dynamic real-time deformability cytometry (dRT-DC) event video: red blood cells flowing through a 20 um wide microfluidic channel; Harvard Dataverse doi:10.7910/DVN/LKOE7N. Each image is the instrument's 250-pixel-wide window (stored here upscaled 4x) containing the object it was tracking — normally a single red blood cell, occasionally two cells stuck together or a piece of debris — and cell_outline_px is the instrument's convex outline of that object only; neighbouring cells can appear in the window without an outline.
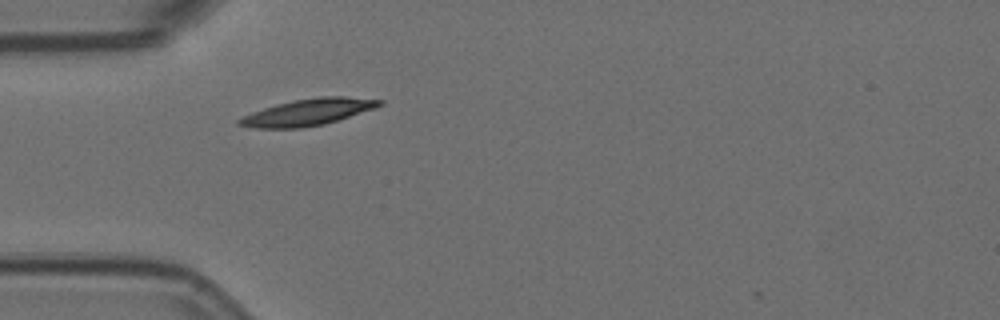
{"species": "Egyptian fruit bat (a non-hibernating species)", "species_latin": "Rousettus aegyptiacus", "temperature_condition": "room temperature", "stored_images_in_passage": 41, "camera_frame_rate_fps": 3000, "um_per_image_px": 0.085, "animal": {"sex": "female"}, "frame": {"image": 1, "passage_image": 1, "time_ms": 0.0, "image_size_px": [1000, 320], "cell_outline_px": [[384, 104], [376, 108], [324, 124], [300, 128], [252, 128], [236, 124], [236, 120], [252, 112], [276, 104], [296, 100], [320, 96], [344, 96], [384, 100]], "centroid_in_image_um": [26.19, 9.53], "position_along_channel_um": 58.8, "area_um2": 21.68}}
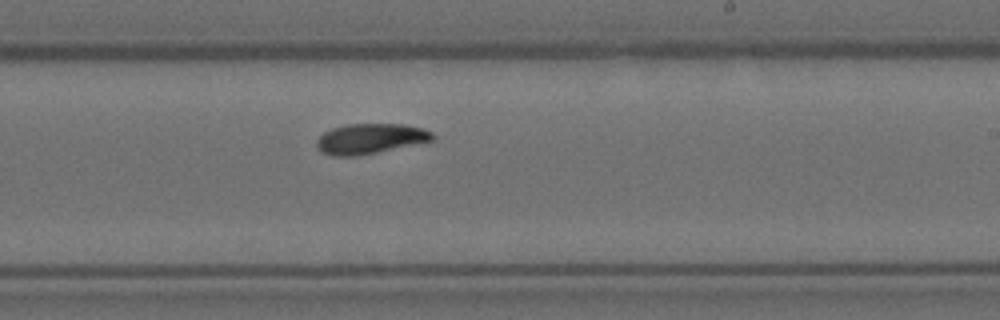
{"frame": {"image": 2, "passage_image": 18, "time_ms": 5.667, "image_size_px": [1000, 320], "cell_outline_px": [[436, 136], [432, 140], [376, 152], [356, 156], [332, 156], [324, 152], [316, 144], [316, 140], [324, 132], [332, 128], [348, 124], [404, 124], [424, 128], [432, 132]], "centroid_in_image_um": [31.48, 11.77], "position_along_channel_um": 257.5, "area_um2": 20.11}}
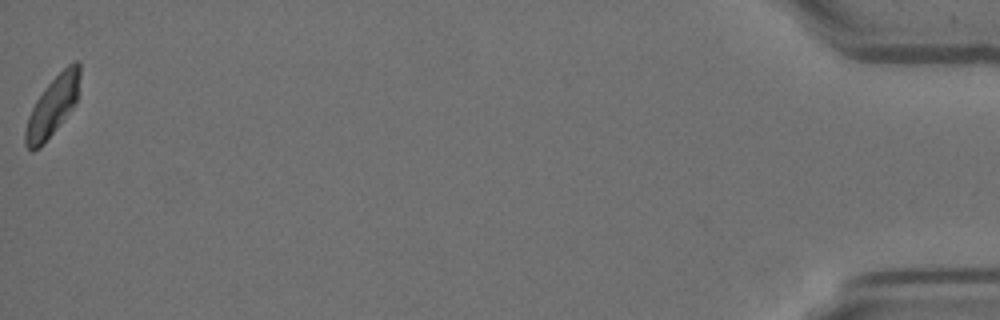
{"frame": {"image": 3, "passage_image": 41, "time_ms": 13.333, "image_size_px": [1000, 320], "cell_outline_px": [[80, 76], [76, 104], [44, 144], [40, 148], [32, 152], [24, 144], [24, 132], [28, 116], [36, 100], [44, 88], [68, 64], [76, 60], [80, 64]], "centroid_in_image_um": [4.46, 9.06], "position_along_channel_um": 430.7, "area_um2": 18.9}, "authors_computed_cell_mechanics": {"area_um2": 19.941, "velocity_mm_per_s": 3.5497, "shape_relaxation_time_tau1_ms": 4.7915, "shape_relaxation_time_tau2_ms": 7.6711, "deformation_change_tau1": 0.1475, "deformation_change_tau2": 0.1107}}